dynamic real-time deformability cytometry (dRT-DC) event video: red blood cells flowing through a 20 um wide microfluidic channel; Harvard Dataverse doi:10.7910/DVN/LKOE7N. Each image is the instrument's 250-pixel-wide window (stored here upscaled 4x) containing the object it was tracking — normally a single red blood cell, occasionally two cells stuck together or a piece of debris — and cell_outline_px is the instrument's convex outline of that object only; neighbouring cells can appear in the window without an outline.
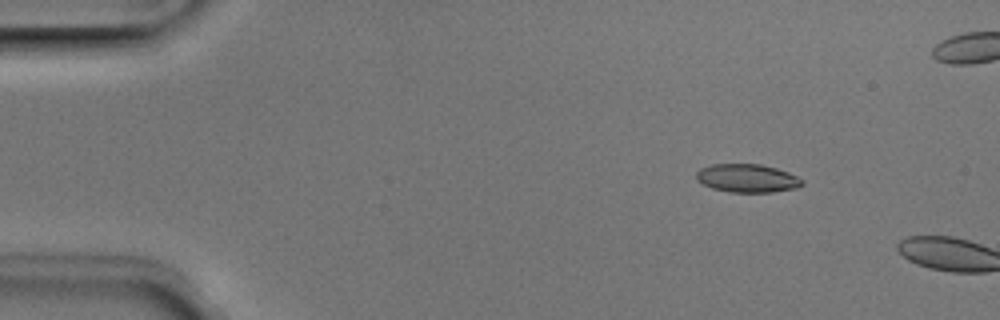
{"species": "Egyptian fruit bat (a non-hibernating species)", "species_latin": "Rousettus aegyptiacus", "temperature_condition": "room temperature", "stored_images_in_passage": 2, "camera_frame_rate_fps": 3000, "um_per_image_px": 0.085, "animal": {"sex": "male"}, "frame": {"image": 1, "passage_image": 1, "time_ms": 0.0, "image_size_px": [1000, 320], "cell_outline_px": [[804, 184], [796, 188], [772, 192], [728, 192], [712, 188], [696, 180], [696, 172], [700, 168], [712, 164], [760, 164], [776, 168], [788, 172], [804, 180]], "centroid_in_image_um": [63.51, 15.15], "position_along_channel_um": 21.5, "area_um2": 17.51}}